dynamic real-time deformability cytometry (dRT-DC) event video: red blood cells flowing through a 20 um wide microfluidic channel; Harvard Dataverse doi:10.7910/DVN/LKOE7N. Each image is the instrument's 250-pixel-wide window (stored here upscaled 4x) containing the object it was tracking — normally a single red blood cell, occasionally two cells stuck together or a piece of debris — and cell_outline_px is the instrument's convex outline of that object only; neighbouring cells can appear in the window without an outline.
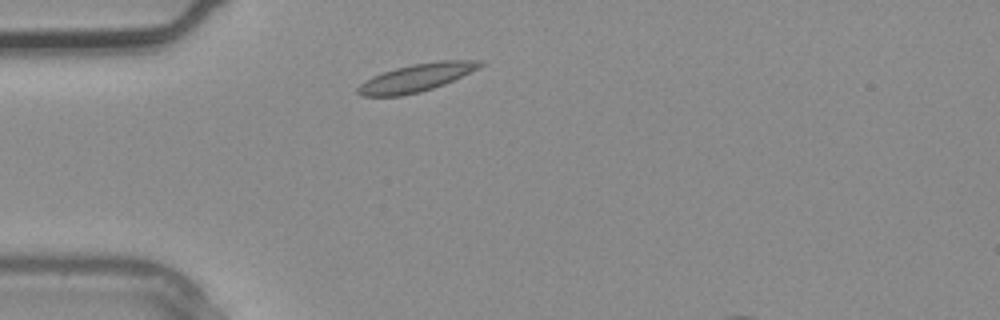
{"species": "common noctule bat (a hibernating species)", "species_latin": "Nyctalus noctula", "temperature_condition": "warm", "stored_images_in_passage": 2, "camera_frame_rate_fps": 3000, "um_per_image_px": 0.085, "animal": {"sex": "male", "body_mass_g": 20.4}, "frame": {"image": 1, "passage_image": 1, "time_ms": 0.0, "image_size_px": [1000, 320], "cell_outline_px": [[484, 64], [444, 84], [420, 92], [400, 96], [360, 96], [356, 92], [356, 88], [364, 80], [372, 76], [396, 68], [412, 64], [440, 60], [484, 60]], "centroid_in_image_um": [35.33, 6.61], "position_along_channel_um": 49.7, "area_um2": 19.59}}